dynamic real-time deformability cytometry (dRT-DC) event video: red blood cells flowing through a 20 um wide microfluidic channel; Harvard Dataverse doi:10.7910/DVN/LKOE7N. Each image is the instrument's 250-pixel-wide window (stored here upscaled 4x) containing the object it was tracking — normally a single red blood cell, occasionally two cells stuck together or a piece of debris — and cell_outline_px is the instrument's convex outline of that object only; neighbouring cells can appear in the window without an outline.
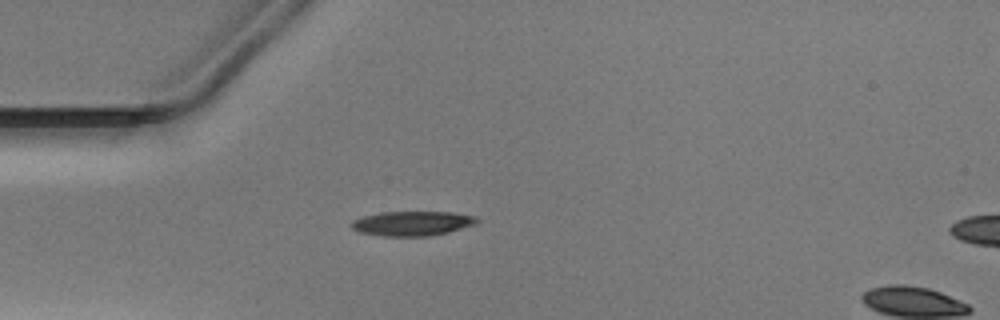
{"species": "Egyptian fruit bat (a non-hibernating species)", "species_latin": "Rousettus aegyptiacus", "temperature_condition": "warm", "stored_images_in_passage": 39, "segment_of_instrument_passage": [1, 2], "camera_frame_rate_fps": 3000, "um_per_image_px": 0.085, "animal": {"sex": "male"}, "frame": {"image": 1, "passage_image": 1, "time_ms": 0.0, "image_size_px": [1000, 320], "cell_outline_px": [[480, 220], [476, 224], [448, 232], [428, 236], [380, 236], [360, 232], [352, 228], [352, 220], [364, 216], [380, 212], [452, 212], [476, 216]], "centroid_in_image_um": [35.06, 18.99], "position_along_channel_um": 49.9, "area_um2": 17.98}}
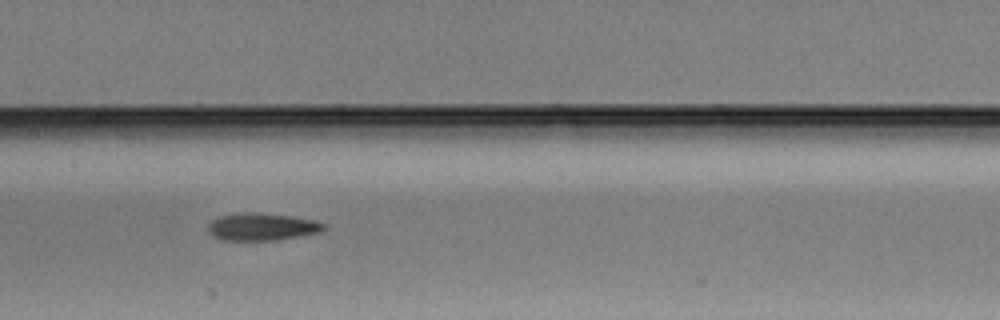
{"frame": {"image": 2, "passage_image": 12, "time_ms": 3.667, "image_size_px": [1000, 320], "cell_outline_px": [[328, 228], [320, 232], [276, 240], [220, 240], [212, 236], [208, 232], [208, 224], [212, 220], [220, 216], [244, 212], [256, 212], [292, 216], [316, 220], [328, 224]], "centroid_in_image_um": [22.29, 19.27], "position_along_channel_um": 185.1, "area_um2": 18.73}}
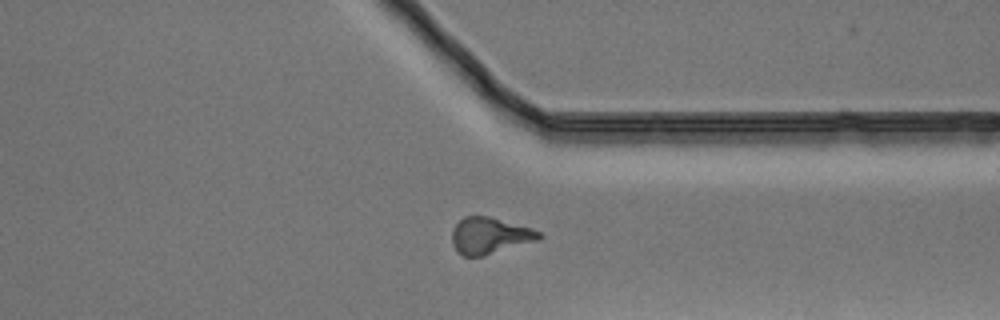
{"frame": {"image": 3, "passage_image": 26, "time_ms": 8.333, "image_size_px": [1000, 320], "cell_outline_px": [[544, 236], [536, 240], [484, 256], [464, 256], [456, 252], [452, 244], [452, 228], [464, 216], [488, 216], [532, 228], [540, 232]], "centroid_in_image_um": [41.59, 20.03], "position_along_channel_um": 369.8, "area_um2": 18.44}}